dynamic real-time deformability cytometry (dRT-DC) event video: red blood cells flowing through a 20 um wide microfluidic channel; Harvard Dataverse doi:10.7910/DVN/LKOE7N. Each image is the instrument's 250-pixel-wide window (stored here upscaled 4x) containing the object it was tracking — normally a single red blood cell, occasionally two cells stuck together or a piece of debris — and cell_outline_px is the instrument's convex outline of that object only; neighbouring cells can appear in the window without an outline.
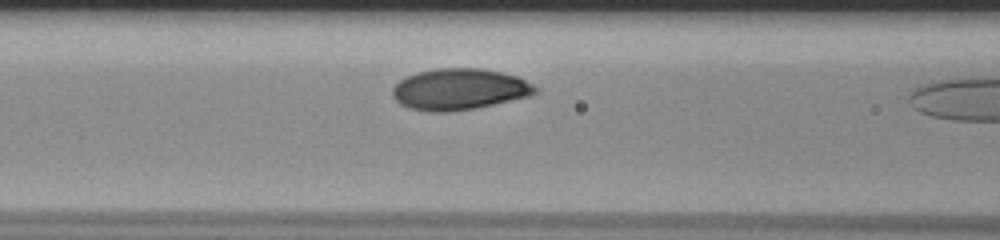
{"species": "human", "species_latin": "Homo sapiens", "temperature_condition": "room temperature", "stored_images_in_passage": 11, "camera_frame_rate_fps": 3000, "um_per_image_px": 0.085, "donor": {"sex": "male"}, "frame": {"image": 1, "passage_image": 10, "time_ms": 3.0, "image_size_px": [1000, 240], "cell_outline_px": [[540, 92], [532, 96], [476, 108], [448, 112], [428, 112], [408, 108], [400, 104], [392, 96], [392, 88], [400, 80], [416, 72], [436, 68], [480, 68], [500, 72], [516, 76], [540, 88]], "centroid_in_image_um": [39.06, 7.6], "position_along_channel_um": 127.5, "area_um2": 34.68}}